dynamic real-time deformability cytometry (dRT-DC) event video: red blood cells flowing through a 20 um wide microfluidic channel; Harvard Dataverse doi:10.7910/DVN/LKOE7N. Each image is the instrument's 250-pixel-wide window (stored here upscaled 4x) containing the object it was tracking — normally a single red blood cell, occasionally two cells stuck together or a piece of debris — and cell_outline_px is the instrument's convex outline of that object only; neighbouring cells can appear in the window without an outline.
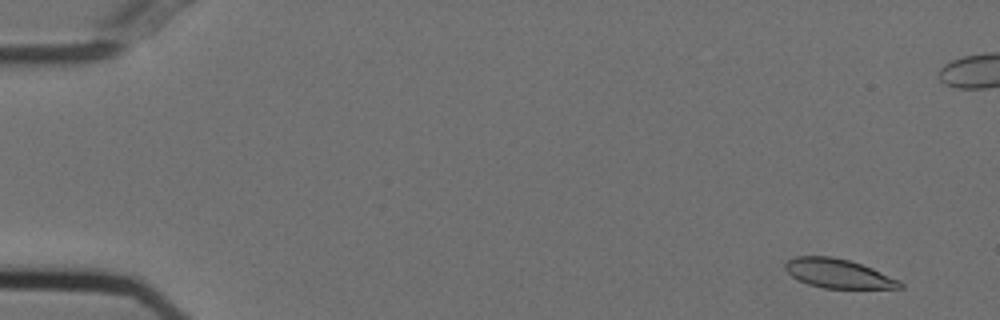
{"species": "Egyptian fruit bat (a non-hibernating species)", "species_latin": "Rousettus aegyptiacus", "temperature_condition": "cold", "stored_images_in_passage": 53, "camera_frame_rate_fps": 3000, "um_per_image_px": 0.085, "animal": {"sex": "female"}, "frame": {"image": 1, "passage_image": 1, "time_ms": 0.0, "image_size_px": [1000, 320], "cell_outline_px": [[904, 288], [824, 288], [808, 284], [792, 276], [784, 268], [784, 264], [788, 260], [796, 256], [832, 256], [848, 260], [872, 268], [900, 280], [904, 284]], "centroid_in_image_um": [71.26, 23.25], "position_along_channel_um": 13.7, "area_um2": 19.36}}
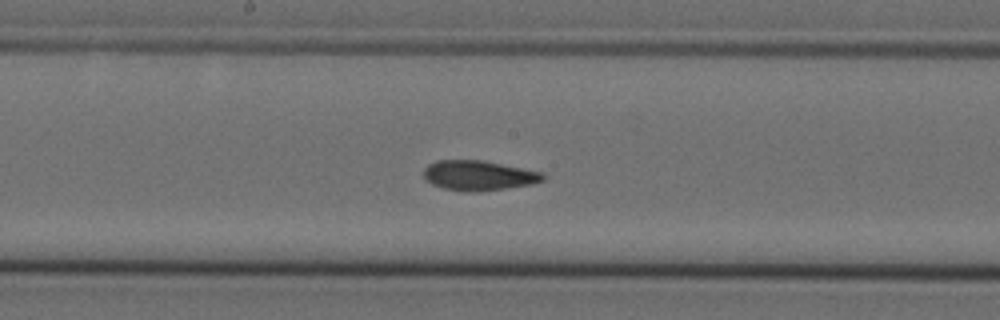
{"frame": {"image": 2, "passage_image": 27, "time_ms": 8.667, "image_size_px": [1000, 320], "cell_outline_px": [[544, 180], [532, 184], [480, 192], [468, 192], [444, 188], [432, 184], [424, 180], [424, 168], [428, 164], [436, 160], [480, 160], [544, 172]], "centroid_in_image_um": [40.67, 14.92], "position_along_channel_um": 207.5, "area_um2": 20.87}}
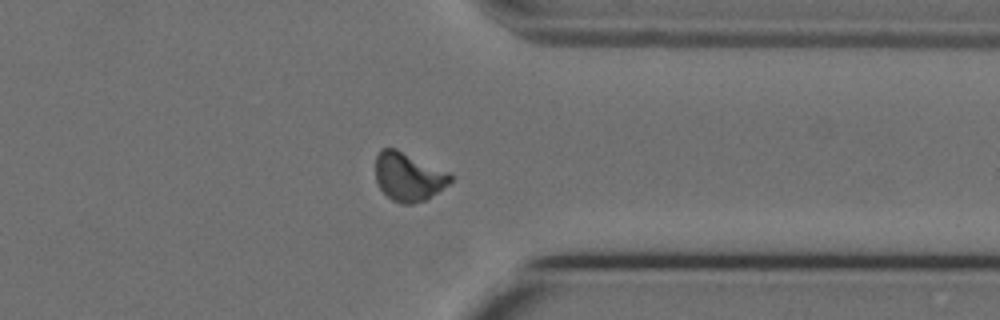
{"frame": {"image": 3, "passage_image": 41, "time_ms": 13.333, "image_size_px": [1000, 320], "cell_outline_px": [[452, 180], [448, 184], [424, 200], [412, 204], [400, 204], [392, 200], [380, 188], [376, 180], [376, 156], [380, 148], [396, 148], [448, 172], [452, 176]], "centroid_in_image_um": [34.68, 15.01], "position_along_channel_um": 376.7, "area_um2": 20.92}, "authors_computed_cell_mechanics": {"area_um2": 20.7502, "velocity_mm_per_s": 3.7104, "shape_relaxation_time_tau1_ms": 7.0857, "shape_relaxation_time_tau2_ms": 1.8447, "deformation_change_tau1": 0.2009, "deformation_change_tau2": 0.0762}}